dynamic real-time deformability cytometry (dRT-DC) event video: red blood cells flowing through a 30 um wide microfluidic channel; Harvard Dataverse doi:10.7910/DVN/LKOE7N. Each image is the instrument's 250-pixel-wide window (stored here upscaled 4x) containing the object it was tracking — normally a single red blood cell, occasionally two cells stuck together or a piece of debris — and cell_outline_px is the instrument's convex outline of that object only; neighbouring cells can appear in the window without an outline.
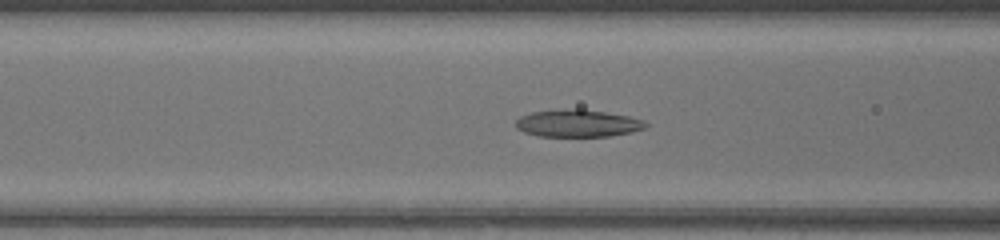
{"species": "common noctule bat (a hibernating species)", "species_latin": "Nyctalus noctula", "temperature_condition": "warm", "stored_images_in_passage": 53, "camera_frame_rate_fps": 3000, "um_per_image_px": 0.085, "animal": {"sex": "female", "body_mass_g": 17.0, "forearm_length_mm": 48.0}, "frame": {"image": 1, "passage_image": 22, "time_ms": 7.0, "image_size_px": [1000, 240], "cell_outline_px": [[648, 124], [644, 128], [632, 132], [608, 136], [536, 136], [524, 132], [516, 128], [516, 120], [520, 116], [532, 112], [564, 108], [580, 108], [628, 116], [644, 120]], "centroid_in_image_um": [49.08, 10.47], "position_along_channel_um": 117.5, "area_um2": 20.81}}
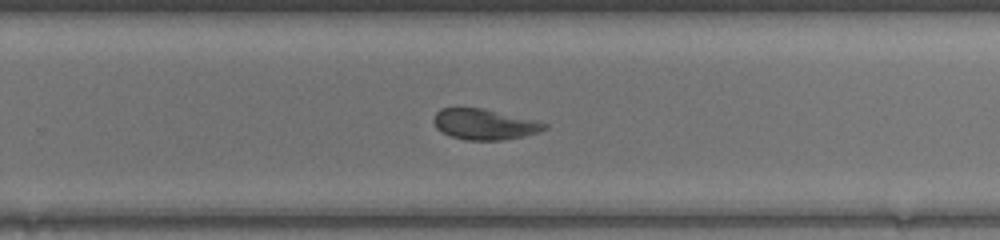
{"frame": {"image": 2, "passage_image": 35, "time_ms": 11.333, "image_size_px": [1000, 240], "cell_outline_px": [[548, 128], [524, 136], [504, 140], [464, 140], [448, 136], [436, 128], [432, 120], [436, 112], [440, 108], [484, 108], [540, 120], [548, 124]], "centroid_in_image_um": [41.19, 10.56], "position_along_channel_um": 288.6, "area_um2": 20.23}}
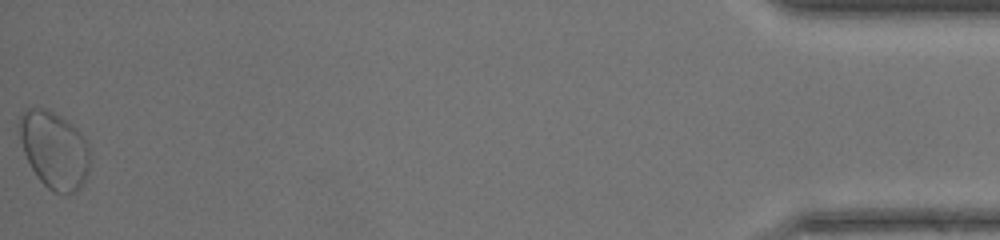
{"frame": {"image": 3, "passage_image": 53, "time_ms": 17.333, "image_size_px": [1000, 240], "cell_outline_px": [[88, 172], [80, 188], [76, 192], [52, 192], [36, 176], [24, 152], [20, 136], [20, 116], [28, 108], [44, 108], [60, 116], [72, 124], [80, 132], [88, 144]], "centroid_in_image_um": [4.62, 12.74], "position_along_channel_um": 430.6, "area_um2": 31.15}}